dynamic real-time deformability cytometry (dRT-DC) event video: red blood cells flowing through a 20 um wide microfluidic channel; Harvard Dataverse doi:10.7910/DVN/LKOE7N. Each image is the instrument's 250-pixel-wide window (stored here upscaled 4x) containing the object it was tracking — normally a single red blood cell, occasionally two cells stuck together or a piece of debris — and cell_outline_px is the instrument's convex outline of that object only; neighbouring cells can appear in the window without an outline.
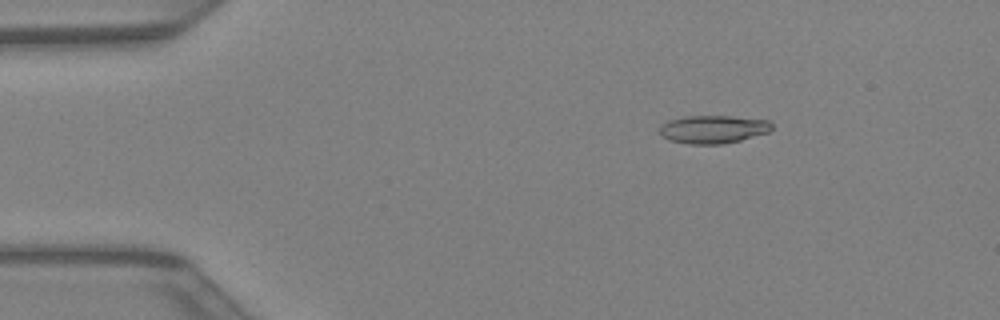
{"species": "Egyptian fruit bat (a non-hibernating species)", "species_latin": "Rousettus aegyptiacus", "temperature_condition": "warm", "stored_images_in_passage": 36, "camera_frame_rate_fps": 3000, "um_per_image_px": 0.085, "animal": {"sex": "female"}, "frame": {"image": 1, "passage_image": 1, "time_ms": 0.0, "image_size_px": [1000, 320], "cell_outline_px": [[772, 128], [768, 132], [740, 140], [720, 144], [688, 144], [672, 140], [660, 136], [660, 128], [668, 120], [684, 116], [732, 116], [768, 120], [772, 124]], "centroid_in_image_um": [60.61, 10.98], "position_along_channel_um": 24.4, "area_um2": 18.21}}
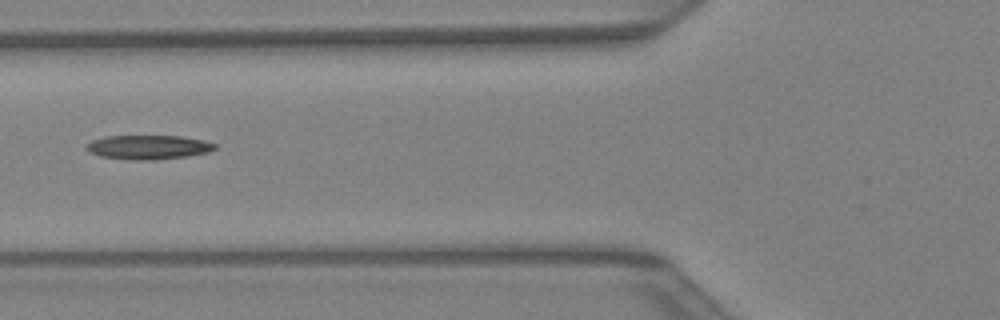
{"frame": {"image": 2, "passage_image": 11, "time_ms": 3.333, "image_size_px": [1000, 320], "cell_outline_px": [[216, 148], [208, 152], [188, 156], [156, 160], [132, 160], [100, 156], [84, 148], [92, 140], [104, 136], [180, 136], [204, 140], [216, 144]], "centroid_in_image_um": [12.62, 12.51], "position_along_channel_um": 113.2, "area_um2": 18.09}}
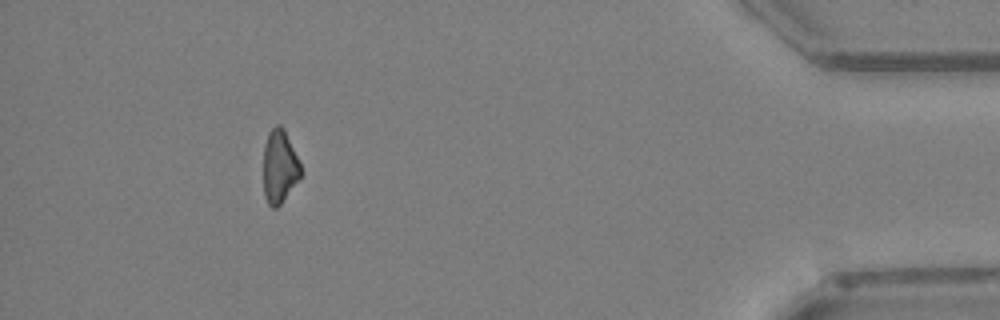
{"frame": {"image": 3, "passage_image": 33, "time_ms": 10.667, "image_size_px": [1000, 320], "cell_outline_px": [[300, 176], [280, 204], [276, 208], [272, 208], [268, 204], [264, 196], [264, 144], [268, 132], [276, 124], [280, 124], [284, 128], [300, 164]], "centroid_in_image_um": [23.73, 14.13], "position_along_channel_um": 411.5, "area_um2": 15.66}}